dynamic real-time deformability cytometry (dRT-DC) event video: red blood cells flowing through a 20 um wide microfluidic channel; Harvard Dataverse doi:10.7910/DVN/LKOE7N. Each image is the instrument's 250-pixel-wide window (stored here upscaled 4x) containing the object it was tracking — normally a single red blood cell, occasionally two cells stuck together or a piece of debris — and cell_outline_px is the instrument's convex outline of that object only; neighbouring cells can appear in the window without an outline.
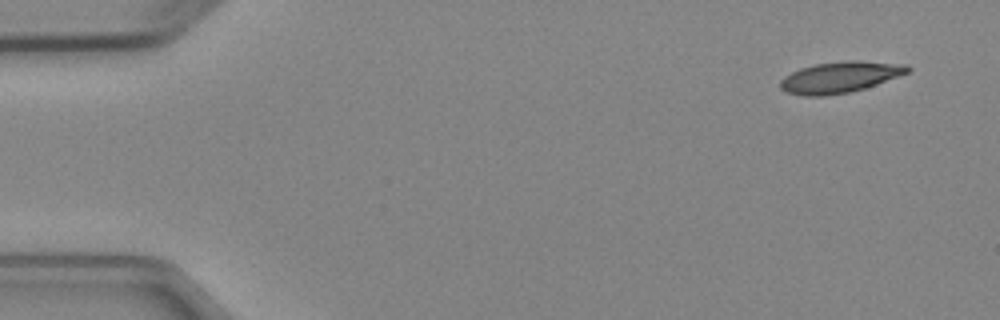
{"species": "Egyptian fruit bat (a non-hibernating species)", "species_latin": "Rousettus aegyptiacus", "temperature_condition": "cold", "stored_images_in_passage": 4, "camera_frame_rate_fps": 3000, "um_per_image_px": 0.085, "animal": {"sex": "female"}, "frame": {"image": 1, "passage_image": 1, "time_ms": 0.0, "image_size_px": [1000, 320], "cell_outline_px": [[912, 68], [908, 72], [876, 84], [864, 88], [848, 92], [824, 96], [804, 96], [784, 92], [780, 88], [780, 80], [784, 76], [800, 68], [816, 64], [848, 60], [856, 60], [908, 64]], "centroid_in_image_um": [71.37, 6.55], "position_along_channel_um": 13.6, "area_um2": 23.06}}
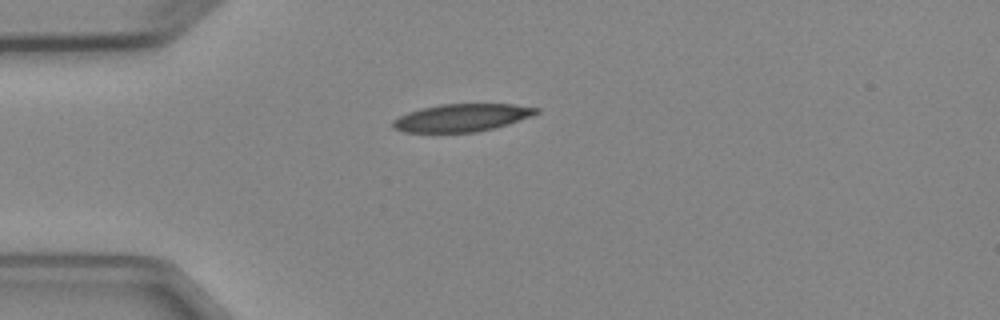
{"frame": {"image": 2, "passage_image": 4, "time_ms": 3.333, "image_size_px": [1000, 320], "cell_outline_px": [[540, 112], [532, 116], [508, 124], [476, 132], [404, 132], [392, 128], [392, 120], [408, 112], [420, 108], [440, 104], [512, 104], [540, 108]], "centroid_in_image_um": [39.24, 10.0], "position_along_channel_um": 45.8, "area_um2": 23.12}}